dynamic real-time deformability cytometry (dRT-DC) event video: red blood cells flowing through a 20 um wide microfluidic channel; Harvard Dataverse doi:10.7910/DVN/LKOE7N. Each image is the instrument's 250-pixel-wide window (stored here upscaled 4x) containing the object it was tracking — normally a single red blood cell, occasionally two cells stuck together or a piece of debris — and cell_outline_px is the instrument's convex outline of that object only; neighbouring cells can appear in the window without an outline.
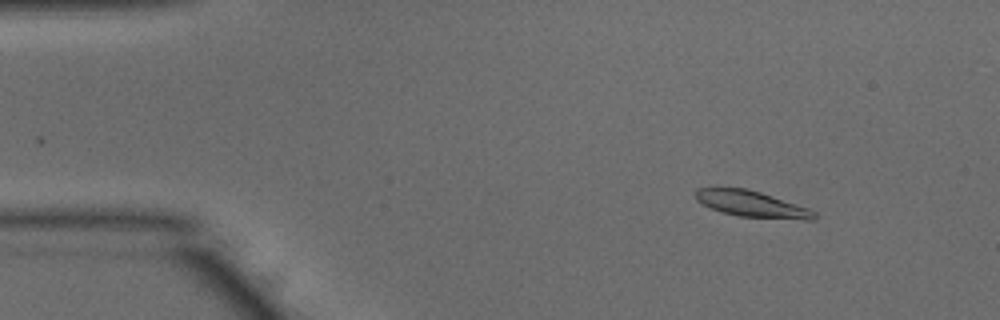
{"species": "common noctule bat (a hibernating species)", "species_latin": "Nyctalus noctula", "temperature_condition": "warm", "stored_images_in_passage": 54, "segment_of_instrument_passage": [1, 2], "camera_frame_rate_fps": 3000, "um_per_image_px": 0.085, "animal": {"sex": "male", "body_mass_g": 15.6}, "frame": {"image": 1, "passage_image": 7, "time_ms": 2.0, "image_size_px": [1000, 320], "cell_outline_px": [[816, 216], [812, 220], [804, 220], [740, 216], [724, 212], [712, 208], [696, 200], [696, 188], [744, 188], [760, 192], [808, 208], [816, 212]], "centroid_in_image_um": [63.92, 17.34], "position_along_channel_um": 21.1, "area_um2": 17.69}}
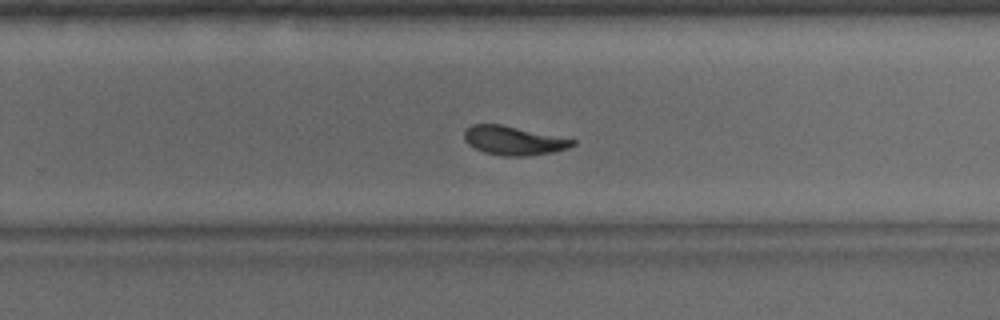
{"frame": {"image": 2, "passage_image": 34, "time_ms": 11.0, "image_size_px": [1000, 320], "cell_outline_px": [[576, 144], [568, 148], [552, 152], [528, 156], [504, 156], [484, 152], [468, 144], [464, 140], [464, 132], [472, 124], [500, 124], [576, 140]], "centroid_in_image_um": [43.65, 11.95], "position_along_channel_um": 286.2, "area_um2": 18.03}}
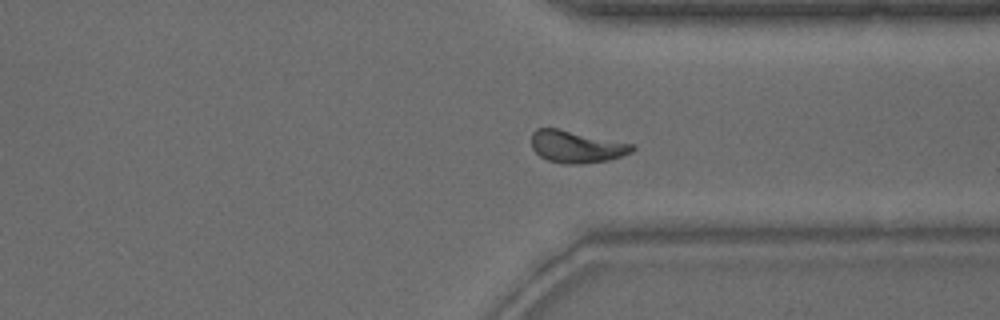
{"frame": {"image": 3, "passage_image": 40, "time_ms": 13.0, "image_size_px": [1000, 320], "cell_outline_px": [[636, 148], [632, 152], [608, 160], [580, 164], [564, 164], [548, 160], [540, 156], [532, 148], [532, 132], [536, 128], [556, 128], [636, 144]], "centroid_in_image_um": [49.02, 12.46], "position_along_channel_um": 362.4, "area_um2": 18.9}}